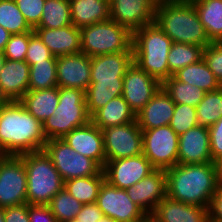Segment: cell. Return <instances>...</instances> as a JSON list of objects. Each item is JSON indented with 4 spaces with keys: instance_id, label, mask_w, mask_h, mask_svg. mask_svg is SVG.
<instances>
[{
    "instance_id": "1",
    "label": "cell",
    "mask_w": 222,
    "mask_h": 222,
    "mask_svg": "<svg viewBox=\"0 0 222 222\" xmlns=\"http://www.w3.org/2000/svg\"><path fill=\"white\" fill-rule=\"evenodd\" d=\"M46 142L42 123L20 101H0V155L40 151Z\"/></svg>"
},
{
    "instance_id": "2",
    "label": "cell",
    "mask_w": 222,
    "mask_h": 222,
    "mask_svg": "<svg viewBox=\"0 0 222 222\" xmlns=\"http://www.w3.org/2000/svg\"><path fill=\"white\" fill-rule=\"evenodd\" d=\"M165 172L167 196L188 205L208 207L221 185L215 162L177 164Z\"/></svg>"
},
{
    "instance_id": "3",
    "label": "cell",
    "mask_w": 222,
    "mask_h": 222,
    "mask_svg": "<svg viewBox=\"0 0 222 222\" xmlns=\"http://www.w3.org/2000/svg\"><path fill=\"white\" fill-rule=\"evenodd\" d=\"M154 22L173 42L203 48L211 43L192 2H158Z\"/></svg>"
},
{
    "instance_id": "4",
    "label": "cell",
    "mask_w": 222,
    "mask_h": 222,
    "mask_svg": "<svg viewBox=\"0 0 222 222\" xmlns=\"http://www.w3.org/2000/svg\"><path fill=\"white\" fill-rule=\"evenodd\" d=\"M173 41L156 25H145L133 33L134 62L161 84L169 78L167 57Z\"/></svg>"
},
{
    "instance_id": "5",
    "label": "cell",
    "mask_w": 222,
    "mask_h": 222,
    "mask_svg": "<svg viewBox=\"0 0 222 222\" xmlns=\"http://www.w3.org/2000/svg\"><path fill=\"white\" fill-rule=\"evenodd\" d=\"M18 156L27 173V203L47 205L64 188V180L44 150Z\"/></svg>"
},
{
    "instance_id": "6",
    "label": "cell",
    "mask_w": 222,
    "mask_h": 222,
    "mask_svg": "<svg viewBox=\"0 0 222 222\" xmlns=\"http://www.w3.org/2000/svg\"><path fill=\"white\" fill-rule=\"evenodd\" d=\"M90 121L85 91L78 88L59 87V104L53 115L42 123L43 133L47 140L63 138L73 129L85 126Z\"/></svg>"
},
{
    "instance_id": "7",
    "label": "cell",
    "mask_w": 222,
    "mask_h": 222,
    "mask_svg": "<svg viewBox=\"0 0 222 222\" xmlns=\"http://www.w3.org/2000/svg\"><path fill=\"white\" fill-rule=\"evenodd\" d=\"M81 52L93 57L133 52V34L112 19L80 28Z\"/></svg>"
},
{
    "instance_id": "8",
    "label": "cell",
    "mask_w": 222,
    "mask_h": 222,
    "mask_svg": "<svg viewBox=\"0 0 222 222\" xmlns=\"http://www.w3.org/2000/svg\"><path fill=\"white\" fill-rule=\"evenodd\" d=\"M43 150L64 181L98 175L102 171L94 160L75 152L62 138L47 140Z\"/></svg>"
},
{
    "instance_id": "9",
    "label": "cell",
    "mask_w": 222,
    "mask_h": 222,
    "mask_svg": "<svg viewBox=\"0 0 222 222\" xmlns=\"http://www.w3.org/2000/svg\"><path fill=\"white\" fill-rule=\"evenodd\" d=\"M142 154L155 169L167 170L178 164L179 136L169 125L142 130Z\"/></svg>"
},
{
    "instance_id": "10",
    "label": "cell",
    "mask_w": 222,
    "mask_h": 222,
    "mask_svg": "<svg viewBox=\"0 0 222 222\" xmlns=\"http://www.w3.org/2000/svg\"><path fill=\"white\" fill-rule=\"evenodd\" d=\"M27 203V173L19 156L0 155V207Z\"/></svg>"
},
{
    "instance_id": "11",
    "label": "cell",
    "mask_w": 222,
    "mask_h": 222,
    "mask_svg": "<svg viewBox=\"0 0 222 222\" xmlns=\"http://www.w3.org/2000/svg\"><path fill=\"white\" fill-rule=\"evenodd\" d=\"M106 162L142 154V130L137 120L102 129Z\"/></svg>"
},
{
    "instance_id": "12",
    "label": "cell",
    "mask_w": 222,
    "mask_h": 222,
    "mask_svg": "<svg viewBox=\"0 0 222 222\" xmlns=\"http://www.w3.org/2000/svg\"><path fill=\"white\" fill-rule=\"evenodd\" d=\"M96 203L104 216L113 218L117 222H138L147 214L136 205L125 189L112 186L104 181Z\"/></svg>"
},
{
    "instance_id": "13",
    "label": "cell",
    "mask_w": 222,
    "mask_h": 222,
    "mask_svg": "<svg viewBox=\"0 0 222 222\" xmlns=\"http://www.w3.org/2000/svg\"><path fill=\"white\" fill-rule=\"evenodd\" d=\"M102 170L105 181L112 186L126 190L153 172L155 168L143 154H140L108 161Z\"/></svg>"
},
{
    "instance_id": "14",
    "label": "cell",
    "mask_w": 222,
    "mask_h": 222,
    "mask_svg": "<svg viewBox=\"0 0 222 222\" xmlns=\"http://www.w3.org/2000/svg\"><path fill=\"white\" fill-rule=\"evenodd\" d=\"M158 0H109L110 19L132 34L154 22Z\"/></svg>"
},
{
    "instance_id": "15",
    "label": "cell",
    "mask_w": 222,
    "mask_h": 222,
    "mask_svg": "<svg viewBox=\"0 0 222 222\" xmlns=\"http://www.w3.org/2000/svg\"><path fill=\"white\" fill-rule=\"evenodd\" d=\"M161 87L157 79L133 62L123 77L122 96L137 114Z\"/></svg>"
},
{
    "instance_id": "16",
    "label": "cell",
    "mask_w": 222,
    "mask_h": 222,
    "mask_svg": "<svg viewBox=\"0 0 222 222\" xmlns=\"http://www.w3.org/2000/svg\"><path fill=\"white\" fill-rule=\"evenodd\" d=\"M126 192L136 205L147 215H151L157 205L167 196L165 170L155 169L126 189Z\"/></svg>"
},
{
    "instance_id": "17",
    "label": "cell",
    "mask_w": 222,
    "mask_h": 222,
    "mask_svg": "<svg viewBox=\"0 0 222 222\" xmlns=\"http://www.w3.org/2000/svg\"><path fill=\"white\" fill-rule=\"evenodd\" d=\"M57 86L78 88L83 91L90 85L91 57L82 52L57 57Z\"/></svg>"
},
{
    "instance_id": "18",
    "label": "cell",
    "mask_w": 222,
    "mask_h": 222,
    "mask_svg": "<svg viewBox=\"0 0 222 222\" xmlns=\"http://www.w3.org/2000/svg\"><path fill=\"white\" fill-rule=\"evenodd\" d=\"M75 152L94 160L102 169L106 163L103 133L92 121L62 138Z\"/></svg>"
},
{
    "instance_id": "19",
    "label": "cell",
    "mask_w": 222,
    "mask_h": 222,
    "mask_svg": "<svg viewBox=\"0 0 222 222\" xmlns=\"http://www.w3.org/2000/svg\"><path fill=\"white\" fill-rule=\"evenodd\" d=\"M212 162L209 129L196 126L179 136L178 164Z\"/></svg>"
},
{
    "instance_id": "20",
    "label": "cell",
    "mask_w": 222,
    "mask_h": 222,
    "mask_svg": "<svg viewBox=\"0 0 222 222\" xmlns=\"http://www.w3.org/2000/svg\"><path fill=\"white\" fill-rule=\"evenodd\" d=\"M30 65L6 59L0 71V101H19L28 91Z\"/></svg>"
},
{
    "instance_id": "21",
    "label": "cell",
    "mask_w": 222,
    "mask_h": 222,
    "mask_svg": "<svg viewBox=\"0 0 222 222\" xmlns=\"http://www.w3.org/2000/svg\"><path fill=\"white\" fill-rule=\"evenodd\" d=\"M175 102L161 87L150 101L136 114L141 130L169 125L174 114Z\"/></svg>"
},
{
    "instance_id": "22",
    "label": "cell",
    "mask_w": 222,
    "mask_h": 222,
    "mask_svg": "<svg viewBox=\"0 0 222 222\" xmlns=\"http://www.w3.org/2000/svg\"><path fill=\"white\" fill-rule=\"evenodd\" d=\"M34 32L56 57L81 52L80 28L74 25L58 29L34 28Z\"/></svg>"
},
{
    "instance_id": "23",
    "label": "cell",
    "mask_w": 222,
    "mask_h": 222,
    "mask_svg": "<svg viewBox=\"0 0 222 222\" xmlns=\"http://www.w3.org/2000/svg\"><path fill=\"white\" fill-rule=\"evenodd\" d=\"M151 216L157 222H209L207 207L188 205L166 196Z\"/></svg>"
},
{
    "instance_id": "24",
    "label": "cell",
    "mask_w": 222,
    "mask_h": 222,
    "mask_svg": "<svg viewBox=\"0 0 222 222\" xmlns=\"http://www.w3.org/2000/svg\"><path fill=\"white\" fill-rule=\"evenodd\" d=\"M134 62V52H118L91 57V81L123 79Z\"/></svg>"
},
{
    "instance_id": "25",
    "label": "cell",
    "mask_w": 222,
    "mask_h": 222,
    "mask_svg": "<svg viewBox=\"0 0 222 222\" xmlns=\"http://www.w3.org/2000/svg\"><path fill=\"white\" fill-rule=\"evenodd\" d=\"M72 25L82 28L110 19L109 0H69Z\"/></svg>"
},
{
    "instance_id": "26",
    "label": "cell",
    "mask_w": 222,
    "mask_h": 222,
    "mask_svg": "<svg viewBox=\"0 0 222 222\" xmlns=\"http://www.w3.org/2000/svg\"><path fill=\"white\" fill-rule=\"evenodd\" d=\"M19 101L29 113L43 123L53 115L59 104V87L28 90Z\"/></svg>"
},
{
    "instance_id": "27",
    "label": "cell",
    "mask_w": 222,
    "mask_h": 222,
    "mask_svg": "<svg viewBox=\"0 0 222 222\" xmlns=\"http://www.w3.org/2000/svg\"><path fill=\"white\" fill-rule=\"evenodd\" d=\"M91 121L101 130L107 127L127 124L136 121V114L122 95L111 99L105 106L97 110Z\"/></svg>"
},
{
    "instance_id": "28",
    "label": "cell",
    "mask_w": 222,
    "mask_h": 222,
    "mask_svg": "<svg viewBox=\"0 0 222 222\" xmlns=\"http://www.w3.org/2000/svg\"><path fill=\"white\" fill-rule=\"evenodd\" d=\"M123 79L90 81L85 91L87 111L92 116L111 99L122 95Z\"/></svg>"
},
{
    "instance_id": "29",
    "label": "cell",
    "mask_w": 222,
    "mask_h": 222,
    "mask_svg": "<svg viewBox=\"0 0 222 222\" xmlns=\"http://www.w3.org/2000/svg\"><path fill=\"white\" fill-rule=\"evenodd\" d=\"M199 15L211 42H222V0H194Z\"/></svg>"
},
{
    "instance_id": "30",
    "label": "cell",
    "mask_w": 222,
    "mask_h": 222,
    "mask_svg": "<svg viewBox=\"0 0 222 222\" xmlns=\"http://www.w3.org/2000/svg\"><path fill=\"white\" fill-rule=\"evenodd\" d=\"M173 76L178 81L195 85L205 92L215 91L222 87L203 58L179 69Z\"/></svg>"
},
{
    "instance_id": "31",
    "label": "cell",
    "mask_w": 222,
    "mask_h": 222,
    "mask_svg": "<svg viewBox=\"0 0 222 222\" xmlns=\"http://www.w3.org/2000/svg\"><path fill=\"white\" fill-rule=\"evenodd\" d=\"M104 181L105 175L102 170L98 175L64 181V188L71 196L84 205L97 201L100 188Z\"/></svg>"
},
{
    "instance_id": "32",
    "label": "cell",
    "mask_w": 222,
    "mask_h": 222,
    "mask_svg": "<svg viewBox=\"0 0 222 222\" xmlns=\"http://www.w3.org/2000/svg\"><path fill=\"white\" fill-rule=\"evenodd\" d=\"M72 25L69 0H45L39 24L35 28L58 29Z\"/></svg>"
},
{
    "instance_id": "33",
    "label": "cell",
    "mask_w": 222,
    "mask_h": 222,
    "mask_svg": "<svg viewBox=\"0 0 222 222\" xmlns=\"http://www.w3.org/2000/svg\"><path fill=\"white\" fill-rule=\"evenodd\" d=\"M162 88L176 104H187L196 107L203 99L205 91L178 81L173 75L162 83Z\"/></svg>"
},
{
    "instance_id": "34",
    "label": "cell",
    "mask_w": 222,
    "mask_h": 222,
    "mask_svg": "<svg viewBox=\"0 0 222 222\" xmlns=\"http://www.w3.org/2000/svg\"><path fill=\"white\" fill-rule=\"evenodd\" d=\"M203 58V47L194 44L173 42L167 57L169 78L179 69Z\"/></svg>"
},
{
    "instance_id": "35",
    "label": "cell",
    "mask_w": 222,
    "mask_h": 222,
    "mask_svg": "<svg viewBox=\"0 0 222 222\" xmlns=\"http://www.w3.org/2000/svg\"><path fill=\"white\" fill-rule=\"evenodd\" d=\"M198 126L211 127L222 117V87L206 92L196 106Z\"/></svg>"
},
{
    "instance_id": "36",
    "label": "cell",
    "mask_w": 222,
    "mask_h": 222,
    "mask_svg": "<svg viewBox=\"0 0 222 222\" xmlns=\"http://www.w3.org/2000/svg\"><path fill=\"white\" fill-rule=\"evenodd\" d=\"M57 59H47L30 66L28 90L57 87Z\"/></svg>"
},
{
    "instance_id": "37",
    "label": "cell",
    "mask_w": 222,
    "mask_h": 222,
    "mask_svg": "<svg viewBox=\"0 0 222 222\" xmlns=\"http://www.w3.org/2000/svg\"><path fill=\"white\" fill-rule=\"evenodd\" d=\"M0 26L11 34L34 31L19 10L15 0H0Z\"/></svg>"
},
{
    "instance_id": "38",
    "label": "cell",
    "mask_w": 222,
    "mask_h": 222,
    "mask_svg": "<svg viewBox=\"0 0 222 222\" xmlns=\"http://www.w3.org/2000/svg\"><path fill=\"white\" fill-rule=\"evenodd\" d=\"M57 222H66L76 217L83 204L63 188L47 204Z\"/></svg>"
},
{
    "instance_id": "39",
    "label": "cell",
    "mask_w": 222,
    "mask_h": 222,
    "mask_svg": "<svg viewBox=\"0 0 222 222\" xmlns=\"http://www.w3.org/2000/svg\"><path fill=\"white\" fill-rule=\"evenodd\" d=\"M169 126L180 136L189 129L198 126L196 107L187 104H176Z\"/></svg>"
},
{
    "instance_id": "40",
    "label": "cell",
    "mask_w": 222,
    "mask_h": 222,
    "mask_svg": "<svg viewBox=\"0 0 222 222\" xmlns=\"http://www.w3.org/2000/svg\"><path fill=\"white\" fill-rule=\"evenodd\" d=\"M33 33L34 31L12 34L3 51L5 58L13 61H25L29 39Z\"/></svg>"
},
{
    "instance_id": "41",
    "label": "cell",
    "mask_w": 222,
    "mask_h": 222,
    "mask_svg": "<svg viewBox=\"0 0 222 222\" xmlns=\"http://www.w3.org/2000/svg\"><path fill=\"white\" fill-rule=\"evenodd\" d=\"M47 59H57V57L51 53L48 47L34 32L29 39L25 61L31 66L36 62H41Z\"/></svg>"
},
{
    "instance_id": "42",
    "label": "cell",
    "mask_w": 222,
    "mask_h": 222,
    "mask_svg": "<svg viewBox=\"0 0 222 222\" xmlns=\"http://www.w3.org/2000/svg\"><path fill=\"white\" fill-rule=\"evenodd\" d=\"M203 59L222 85V42H211L203 48Z\"/></svg>"
},
{
    "instance_id": "43",
    "label": "cell",
    "mask_w": 222,
    "mask_h": 222,
    "mask_svg": "<svg viewBox=\"0 0 222 222\" xmlns=\"http://www.w3.org/2000/svg\"><path fill=\"white\" fill-rule=\"evenodd\" d=\"M28 24L34 29L40 22L45 0H15Z\"/></svg>"
},
{
    "instance_id": "44",
    "label": "cell",
    "mask_w": 222,
    "mask_h": 222,
    "mask_svg": "<svg viewBox=\"0 0 222 222\" xmlns=\"http://www.w3.org/2000/svg\"><path fill=\"white\" fill-rule=\"evenodd\" d=\"M209 129L212 162L222 157V117Z\"/></svg>"
},
{
    "instance_id": "45",
    "label": "cell",
    "mask_w": 222,
    "mask_h": 222,
    "mask_svg": "<svg viewBox=\"0 0 222 222\" xmlns=\"http://www.w3.org/2000/svg\"><path fill=\"white\" fill-rule=\"evenodd\" d=\"M207 209L209 222H222V184L211 197Z\"/></svg>"
},
{
    "instance_id": "46",
    "label": "cell",
    "mask_w": 222,
    "mask_h": 222,
    "mask_svg": "<svg viewBox=\"0 0 222 222\" xmlns=\"http://www.w3.org/2000/svg\"><path fill=\"white\" fill-rule=\"evenodd\" d=\"M28 214L30 222H57L47 205H29Z\"/></svg>"
},
{
    "instance_id": "47",
    "label": "cell",
    "mask_w": 222,
    "mask_h": 222,
    "mask_svg": "<svg viewBox=\"0 0 222 222\" xmlns=\"http://www.w3.org/2000/svg\"><path fill=\"white\" fill-rule=\"evenodd\" d=\"M5 222H30L28 203L4 208Z\"/></svg>"
},
{
    "instance_id": "48",
    "label": "cell",
    "mask_w": 222,
    "mask_h": 222,
    "mask_svg": "<svg viewBox=\"0 0 222 222\" xmlns=\"http://www.w3.org/2000/svg\"><path fill=\"white\" fill-rule=\"evenodd\" d=\"M103 216L104 214L99 209L98 204L95 202L84 204L75 218L81 222H97Z\"/></svg>"
},
{
    "instance_id": "49",
    "label": "cell",
    "mask_w": 222,
    "mask_h": 222,
    "mask_svg": "<svg viewBox=\"0 0 222 222\" xmlns=\"http://www.w3.org/2000/svg\"><path fill=\"white\" fill-rule=\"evenodd\" d=\"M11 35L12 34L9 31L0 26V52L4 51V48L7 42L9 41Z\"/></svg>"
},
{
    "instance_id": "50",
    "label": "cell",
    "mask_w": 222,
    "mask_h": 222,
    "mask_svg": "<svg viewBox=\"0 0 222 222\" xmlns=\"http://www.w3.org/2000/svg\"><path fill=\"white\" fill-rule=\"evenodd\" d=\"M218 182L222 184V157L215 161Z\"/></svg>"
},
{
    "instance_id": "51",
    "label": "cell",
    "mask_w": 222,
    "mask_h": 222,
    "mask_svg": "<svg viewBox=\"0 0 222 222\" xmlns=\"http://www.w3.org/2000/svg\"><path fill=\"white\" fill-rule=\"evenodd\" d=\"M97 222H117L115 221L113 218L108 217V216H103L100 220H98Z\"/></svg>"
},
{
    "instance_id": "52",
    "label": "cell",
    "mask_w": 222,
    "mask_h": 222,
    "mask_svg": "<svg viewBox=\"0 0 222 222\" xmlns=\"http://www.w3.org/2000/svg\"><path fill=\"white\" fill-rule=\"evenodd\" d=\"M138 222H157L151 215H147L144 219Z\"/></svg>"
},
{
    "instance_id": "53",
    "label": "cell",
    "mask_w": 222,
    "mask_h": 222,
    "mask_svg": "<svg viewBox=\"0 0 222 222\" xmlns=\"http://www.w3.org/2000/svg\"><path fill=\"white\" fill-rule=\"evenodd\" d=\"M194 0H158V2H193Z\"/></svg>"
},
{
    "instance_id": "54",
    "label": "cell",
    "mask_w": 222,
    "mask_h": 222,
    "mask_svg": "<svg viewBox=\"0 0 222 222\" xmlns=\"http://www.w3.org/2000/svg\"><path fill=\"white\" fill-rule=\"evenodd\" d=\"M5 60H6V58H5L4 54H3V52H0V71H1V69L3 67V64H4Z\"/></svg>"
},
{
    "instance_id": "55",
    "label": "cell",
    "mask_w": 222,
    "mask_h": 222,
    "mask_svg": "<svg viewBox=\"0 0 222 222\" xmlns=\"http://www.w3.org/2000/svg\"><path fill=\"white\" fill-rule=\"evenodd\" d=\"M0 222H5L4 220V208L0 207Z\"/></svg>"
},
{
    "instance_id": "56",
    "label": "cell",
    "mask_w": 222,
    "mask_h": 222,
    "mask_svg": "<svg viewBox=\"0 0 222 222\" xmlns=\"http://www.w3.org/2000/svg\"><path fill=\"white\" fill-rule=\"evenodd\" d=\"M66 222H81L80 220H77L76 218L72 219V220H69V221H66Z\"/></svg>"
}]
</instances>
